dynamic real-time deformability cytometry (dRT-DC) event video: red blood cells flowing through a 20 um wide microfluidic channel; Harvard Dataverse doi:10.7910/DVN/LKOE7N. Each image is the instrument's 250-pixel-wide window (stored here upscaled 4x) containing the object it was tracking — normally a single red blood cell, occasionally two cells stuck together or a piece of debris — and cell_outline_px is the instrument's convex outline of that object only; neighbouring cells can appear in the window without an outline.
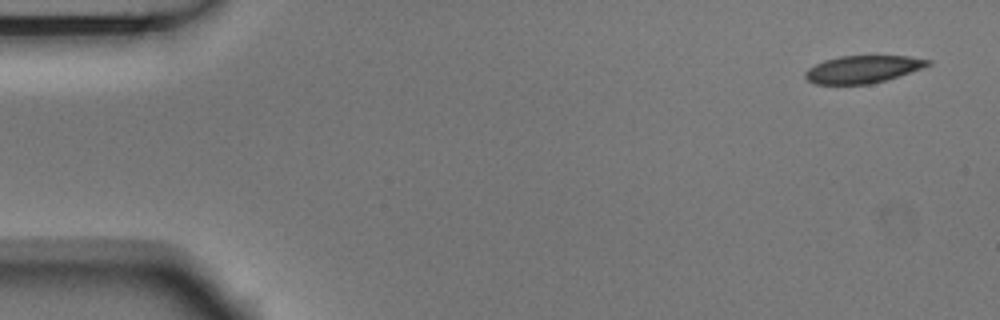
{"species": "Egyptian fruit bat (a non-hibernating species)", "species_latin": "Rousettus aegyptiacus", "temperature_condition": "room temperature", "stored_images_in_passage": 4, "camera_frame_rate_fps": 3000, "um_per_image_px": 0.085, "animal": {"sex": "male"}, "frame": {"image": 1, "passage_image": 1, "time_ms": 0.0, "image_size_px": [1000, 320], "cell_outline_px": [[932, 64], [884, 80], [868, 84], [816, 84], [808, 80], [804, 76], [804, 72], [808, 68], [824, 60], [840, 56], [908, 56], [932, 60]], "centroid_in_image_um": [73.3, 5.88], "position_along_channel_um": 11.7, "area_um2": 19.31}}